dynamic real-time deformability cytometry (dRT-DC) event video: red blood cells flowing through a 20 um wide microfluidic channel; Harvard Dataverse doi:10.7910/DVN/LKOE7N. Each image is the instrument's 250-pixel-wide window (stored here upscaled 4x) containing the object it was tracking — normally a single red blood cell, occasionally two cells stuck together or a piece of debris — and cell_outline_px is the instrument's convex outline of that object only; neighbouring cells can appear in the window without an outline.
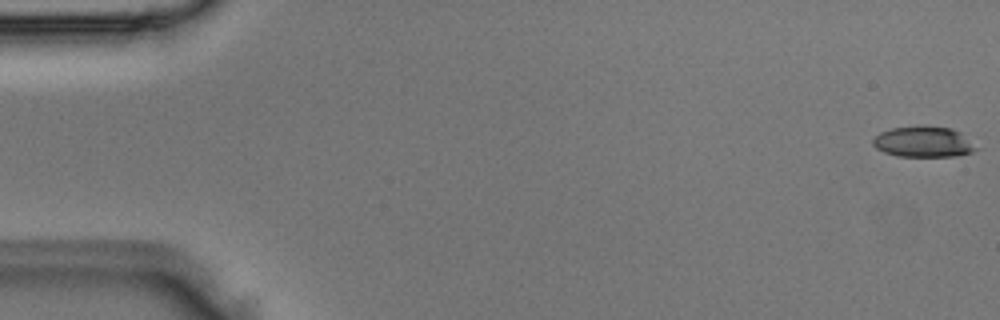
{"species": "Egyptian fruit bat (a non-hibernating species)", "species_latin": "Rousettus aegyptiacus", "temperature_condition": "room temperature", "stored_images_in_passage": 4, "camera_frame_rate_fps": 3000, "um_per_image_px": 0.085, "animal": {"sex": "male"}, "frame": {"image": 1, "passage_image": 1, "time_ms": 0.0, "image_size_px": [1000, 320], "cell_outline_px": [[980, 148], [972, 152], [956, 156], [896, 156], [884, 152], [876, 148], [872, 144], [872, 140], [880, 132], [892, 128], [920, 124], [924, 124], [952, 128], [960, 132]], "centroid_in_image_um": [78.5, 12.03], "position_along_channel_um": 6.5, "area_um2": 18.9}}